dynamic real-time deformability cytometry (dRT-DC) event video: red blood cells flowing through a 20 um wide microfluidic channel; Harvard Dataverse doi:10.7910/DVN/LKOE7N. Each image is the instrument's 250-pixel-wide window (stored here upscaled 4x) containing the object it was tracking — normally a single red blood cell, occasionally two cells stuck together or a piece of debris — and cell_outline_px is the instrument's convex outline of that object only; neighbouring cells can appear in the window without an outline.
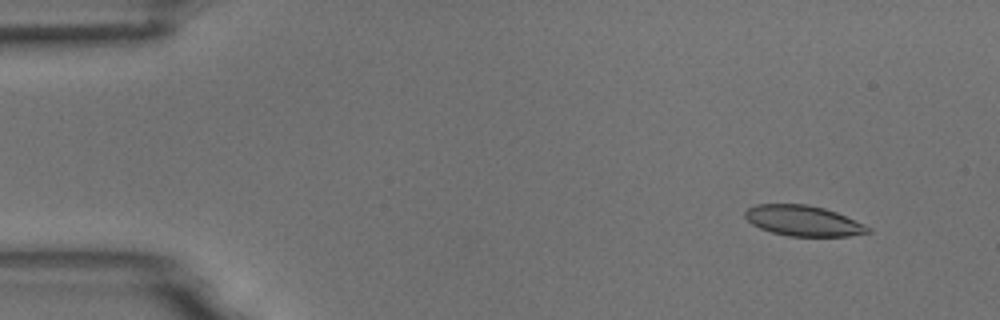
{"species": "common noctule bat (a hibernating species)", "species_latin": "Nyctalus noctula", "temperature_condition": "room temperature", "stored_images_in_passage": 55, "camera_frame_rate_fps": 3000, "um_per_image_px": 0.085, "animal": {"sex": "male", "body_mass_g": 18.8}, "frame": {"image": 1, "passage_image": 5, "time_ms": 1.333, "image_size_px": [1000, 320], "cell_outline_px": [[872, 232], [848, 236], [788, 236], [772, 232], [760, 228], [752, 224], [744, 216], [744, 212], [748, 208], [756, 204], [808, 204], [824, 208], [836, 212], [864, 224], [872, 228]], "centroid_in_image_um": [68.28, 18.76], "position_along_channel_um": 16.7, "area_um2": 21.85}}
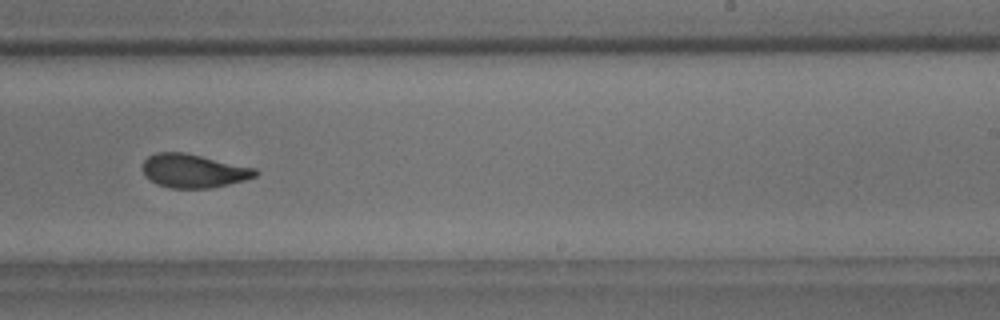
{"frame": {"image": 2, "passage_image": 34, "time_ms": 11.0, "image_size_px": [1000, 320], "cell_outline_px": [[260, 172], [256, 176], [244, 180], [212, 188], [168, 188], [156, 184], [148, 180], [144, 176], [140, 168], [144, 160], [148, 156], [156, 152], [184, 152], [256, 168]], "centroid_in_image_um": [16.39, 14.53], "position_along_channel_um": 272.6, "area_um2": 22.43}}
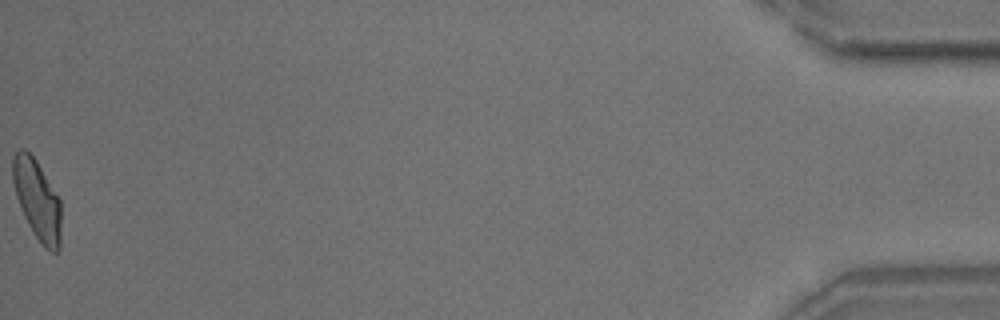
{"frame": {"image": 3, "passage_image": 55, "time_ms": 18.0, "image_size_px": [1000, 320], "cell_outline_px": [[60, 248], [56, 252], [52, 252], [44, 248], [32, 232], [24, 216], [16, 196], [12, 180], [12, 156], [20, 148], [24, 148], [36, 160], [60, 200]], "centroid_in_image_um": [3.14, 16.98], "position_along_channel_um": 432.1, "area_um2": 22.43}, "authors_computed_cell_mechanics": {"area_um2": 22.542, "velocity_mm_per_s": 3.7007, "shape_relaxation_time_tau1_ms": 6.64, "shape_relaxation_time_tau2_ms": 2.0636, "deformation_change_tau1": 0.1668, "deformation_change_tau2": 0.0836}}